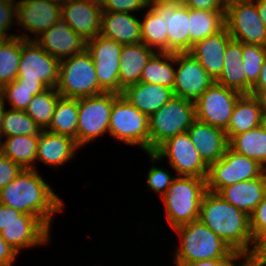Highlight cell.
<instances>
[{
    "label": "cell",
    "mask_w": 266,
    "mask_h": 266,
    "mask_svg": "<svg viewBox=\"0 0 266 266\" xmlns=\"http://www.w3.org/2000/svg\"><path fill=\"white\" fill-rule=\"evenodd\" d=\"M0 203L23 214L38 217L48 228L52 214L61 211L63 201L34 169L23 170L0 190Z\"/></svg>",
    "instance_id": "cell-1"
},
{
    "label": "cell",
    "mask_w": 266,
    "mask_h": 266,
    "mask_svg": "<svg viewBox=\"0 0 266 266\" xmlns=\"http://www.w3.org/2000/svg\"><path fill=\"white\" fill-rule=\"evenodd\" d=\"M198 219L234 252L252 254L255 243L249 215L223 200L217 193L207 191L204 194ZM250 243H253V248H250Z\"/></svg>",
    "instance_id": "cell-2"
},
{
    "label": "cell",
    "mask_w": 266,
    "mask_h": 266,
    "mask_svg": "<svg viewBox=\"0 0 266 266\" xmlns=\"http://www.w3.org/2000/svg\"><path fill=\"white\" fill-rule=\"evenodd\" d=\"M181 238L175 255L176 266H186L195 261L228 259L235 252L199 219L174 229Z\"/></svg>",
    "instance_id": "cell-3"
},
{
    "label": "cell",
    "mask_w": 266,
    "mask_h": 266,
    "mask_svg": "<svg viewBox=\"0 0 266 266\" xmlns=\"http://www.w3.org/2000/svg\"><path fill=\"white\" fill-rule=\"evenodd\" d=\"M207 192L206 179L194 176L176 177L161 197L166 218L173 229L199 218L200 204Z\"/></svg>",
    "instance_id": "cell-4"
},
{
    "label": "cell",
    "mask_w": 266,
    "mask_h": 266,
    "mask_svg": "<svg viewBox=\"0 0 266 266\" xmlns=\"http://www.w3.org/2000/svg\"><path fill=\"white\" fill-rule=\"evenodd\" d=\"M55 88L61 97L73 99L104 93L98 85L96 69L87 50L65 61L60 60Z\"/></svg>",
    "instance_id": "cell-5"
},
{
    "label": "cell",
    "mask_w": 266,
    "mask_h": 266,
    "mask_svg": "<svg viewBox=\"0 0 266 266\" xmlns=\"http://www.w3.org/2000/svg\"><path fill=\"white\" fill-rule=\"evenodd\" d=\"M195 120V102L174 95L149 117V152L168 138L187 132Z\"/></svg>",
    "instance_id": "cell-6"
},
{
    "label": "cell",
    "mask_w": 266,
    "mask_h": 266,
    "mask_svg": "<svg viewBox=\"0 0 266 266\" xmlns=\"http://www.w3.org/2000/svg\"><path fill=\"white\" fill-rule=\"evenodd\" d=\"M109 134L130 145H139L149 153V117L121 94L112 104Z\"/></svg>",
    "instance_id": "cell-7"
},
{
    "label": "cell",
    "mask_w": 266,
    "mask_h": 266,
    "mask_svg": "<svg viewBox=\"0 0 266 266\" xmlns=\"http://www.w3.org/2000/svg\"><path fill=\"white\" fill-rule=\"evenodd\" d=\"M265 172L266 168L258 161L228 147L221 159L208 166L207 191L217 193L228 185L259 178Z\"/></svg>",
    "instance_id": "cell-8"
},
{
    "label": "cell",
    "mask_w": 266,
    "mask_h": 266,
    "mask_svg": "<svg viewBox=\"0 0 266 266\" xmlns=\"http://www.w3.org/2000/svg\"><path fill=\"white\" fill-rule=\"evenodd\" d=\"M59 62L36 41H26L22 38L17 80L25 85L55 88L58 82Z\"/></svg>",
    "instance_id": "cell-9"
},
{
    "label": "cell",
    "mask_w": 266,
    "mask_h": 266,
    "mask_svg": "<svg viewBox=\"0 0 266 266\" xmlns=\"http://www.w3.org/2000/svg\"><path fill=\"white\" fill-rule=\"evenodd\" d=\"M152 162L168 157L171 167L179 176H194L206 179L208 165L200 157L198 150L191 142L188 132L168 138L153 152L148 153Z\"/></svg>",
    "instance_id": "cell-10"
},
{
    "label": "cell",
    "mask_w": 266,
    "mask_h": 266,
    "mask_svg": "<svg viewBox=\"0 0 266 266\" xmlns=\"http://www.w3.org/2000/svg\"><path fill=\"white\" fill-rule=\"evenodd\" d=\"M119 94L104 92L95 96L79 98L77 145L86 143L109 132L112 104Z\"/></svg>",
    "instance_id": "cell-11"
},
{
    "label": "cell",
    "mask_w": 266,
    "mask_h": 266,
    "mask_svg": "<svg viewBox=\"0 0 266 266\" xmlns=\"http://www.w3.org/2000/svg\"><path fill=\"white\" fill-rule=\"evenodd\" d=\"M225 27L236 41L266 46V27L253 0H236L226 4Z\"/></svg>",
    "instance_id": "cell-12"
},
{
    "label": "cell",
    "mask_w": 266,
    "mask_h": 266,
    "mask_svg": "<svg viewBox=\"0 0 266 266\" xmlns=\"http://www.w3.org/2000/svg\"><path fill=\"white\" fill-rule=\"evenodd\" d=\"M122 44L97 35L87 40L86 50L91 55L99 87L104 92L119 94V71Z\"/></svg>",
    "instance_id": "cell-13"
},
{
    "label": "cell",
    "mask_w": 266,
    "mask_h": 266,
    "mask_svg": "<svg viewBox=\"0 0 266 266\" xmlns=\"http://www.w3.org/2000/svg\"><path fill=\"white\" fill-rule=\"evenodd\" d=\"M243 94L214 82L196 101V119L225 130Z\"/></svg>",
    "instance_id": "cell-14"
},
{
    "label": "cell",
    "mask_w": 266,
    "mask_h": 266,
    "mask_svg": "<svg viewBox=\"0 0 266 266\" xmlns=\"http://www.w3.org/2000/svg\"><path fill=\"white\" fill-rule=\"evenodd\" d=\"M176 63L173 93L195 102L215 81L189 52L175 53Z\"/></svg>",
    "instance_id": "cell-15"
},
{
    "label": "cell",
    "mask_w": 266,
    "mask_h": 266,
    "mask_svg": "<svg viewBox=\"0 0 266 266\" xmlns=\"http://www.w3.org/2000/svg\"><path fill=\"white\" fill-rule=\"evenodd\" d=\"M36 41L47 53L59 61L72 57L86 50L87 41L74 32L66 20L61 16L48 30L41 34Z\"/></svg>",
    "instance_id": "cell-16"
},
{
    "label": "cell",
    "mask_w": 266,
    "mask_h": 266,
    "mask_svg": "<svg viewBox=\"0 0 266 266\" xmlns=\"http://www.w3.org/2000/svg\"><path fill=\"white\" fill-rule=\"evenodd\" d=\"M103 10L93 0H68L61 5V15L69 27L86 41L100 33Z\"/></svg>",
    "instance_id": "cell-17"
},
{
    "label": "cell",
    "mask_w": 266,
    "mask_h": 266,
    "mask_svg": "<svg viewBox=\"0 0 266 266\" xmlns=\"http://www.w3.org/2000/svg\"><path fill=\"white\" fill-rule=\"evenodd\" d=\"M16 6L18 24L38 37L62 16L61 5L48 0H20Z\"/></svg>",
    "instance_id": "cell-18"
},
{
    "label": "cell",
    "mask_w": 266,
    "mask_h": 266,
    "mask_svg": "<svg viewBox=\"0 0 266 266\" xmlns=\"http://www.w3.org/2000/svg\"><path fill=\"white\" fill-rule=\"evenodd\" d=\"M187 132L200 157L208 166L221 159L229 147L225 130L197 119Z\"/></svg>",
    "instance_id": "cell-19"
},
{
    "label": "cell",
    "mask_w": 266,
    "mask_h": 266,
    "mask_svg": "<svg viewBox=\"0 0 266 266\" xmlns=\"http://www.w3.org/2000/svg\"><path fill=\"white\" fill-rule=\"evenodd\" d=\"M152 8L159 15H165L168 52H189V8L183 3L159 4Z\"/></svg>",
    "instance_id": "cell-20"
},
{
    "label": "cell",
    "mask_w": 266,
    "mask_h": 266,
    "mask_svg": "<svg viewBox=\"0 0 266 266\" xmlns=\"http://www.w3.org/2000/svg\"><path fill=\"white\" fill-rule=\"evenodd\" d=\"M231 39L227 28L224 27L218 33L196 42L189 52L214 81L221 75L224 54Z\"/></svg>",
    "instance_id": "cell-21"
},
{
    "label": "cell",
    "mask_w": 266,
    "mask_h": 266,
    "mask_svg": "<svg viewBox=\"0 0 266 266\" xmlns=\"http://www.w3.org/2000/svg\"><path fill=\"white\" fill-rule=\"evenodd\" d=\"M266 193V172L259 178L228 185L217 192L223 200L251 215Z\"/></svg>",
    "instance_id": "cell-22"
},
{
    "label": "cell",
    "mask_w": 266,
    "mask_h": 266,
    "mask_svg": "<svg viewBox=\"0 0 266 266\" xmlns=\"http://www.w3.org/2000/svg\"><path fill=\"white\" fill-rule=\"evenodd\" d=\"M99 34L122 45L142 43L141 21L129 13L103 11Z\"/></svg>",
    "instance_id": "cell-23"
},
{
    "label": "cell",
    "mask_w": 266,
    "mask_h": 266,
    "mask_svg": "<svg viewBox=\"0 0 266 266\" xmlns=\"http://www.w3.org/2000/svg\"><path fill=\"white\" fill-rule=\"evenodd\" d=\"M140 112L150 117L173 96V89L148 82H138L126 87L122 94Z\"/></svg>",
    "instance_id": "cell-24"
},
{
    "label": "cell",
    "mask_w": 266,
    "mask_h": 266,
    "mask_svg": "<svg viewBox=\"0 0 266 266\" xmlns=\"http://www.w3.org/2000/svg\"><path fill=\"white\" fill-rule=\"evenodd\" d=\"M265 121L261 99L251 94H243L237 100L228 127L225 129L228 140L234 135L260 126Z\"/></svg>",
    "instance_id": "cell-25"
},
{
    "label": "cell",
    "mask_w": 266,
    "mask_h": 266,
    "mask_svg": "<svg viewBox=\"0 0 266 266\" xmlns=\"http://www.w3.org/2000/svg\"><path fill=\"white\" fill-rule=\"evenodd\" d=\"M242 58L243 43L231 39L224 54L221 75L215 82L241 94H250L252 85L246 80Z\"/></svg>",
    "instance_id": "cell-26"
},
{
    "label": "cell",
    "mask_w": 266,
    "mask_h": 266,
    "mask_svg": "<svg viewBox=\"0 0 266 266\" xmlns=\"http://www.w3.org/2000/svg\"><path fill=\"white\" fill-rule=\"evenodd\" d=\"M155 52L144 43L123 45L120 58L119 94L140 82L143 69Z\"/></svg>",
    "instance_id": "cell-27"
},
{
    "label": "cell",
    "mask_w": 266,
    "mask_h": 266,
    "mask_svg": "<svg viewBox=\"0 0 266 266\" xmlns=\"http://www.w3.org/2000/svg\"><path fill=\"white\" fill-rule=\"evenodd\" d=\"M77 148L80 147L72 137L42 130L38 134L36 160L50 166H60L72 159Z\"/></svg>",
    "instance_id": "cell-28"
},
{
    "label": "cell",
    "mask_w": 266,
    "mask_h": 266,
    "mask_svg": "<svg viewBox=\"0 0 266 266\" xmlns=\"http://www.w3.org/2000/svg\"><path fill=\"white\" fill-rule=\"evenodd\" d=\"M0 235L19 253L21 248L47 243L50 231L42 221H21L6 225Z\"/></svg>",
    "instance_id": "cell-29"
},
{
    "label": "cell",
    "mask_w": 266,
    "mask_h": 266,
    "mask_svg": "<svg viewBox=\"0 0 266 266\" xmlns=\"http://www.w3.org/2000/svg\"><path fill=\"white\" fill-rule=\"evenodd\" d=\"M225 27V11L189 9V52L192 46Z\"/></svg>",
    "instance_id": "cell-30"
},
{
    "label": "cell",
    "mask_w": 266,
    "mask_h": 266,
    "mask_svg": "<svg viewBox=\"0 0 266 266\" xmlns=\"http://www.w3.org/2000/svg\"><path fill=\"white\" fill-rule=\"evenodd\" d=\"M229 147L235 152L258 161L266 168V122L247 132L234 135Z\"/></svg>",
    "instance_id": "cell-31"
},
{
    "label": "cell",
    "mask_w": 266,
    "mask_h": 266,
    "mask_svg": "<svg viewBox=\"0 0 266 266\" xmlns=\"http://www.w3.org/2000/svg\"><path fill=\"white\" fill-rule=\"evenodd\" d=\"M5 143L0 145V152L18 164L23 170L34 169L38 149V135H21L6 137ZM32 164V165H31Z\"/></svg>",
    "instance_id": "cell-32"
},
{
    "label": "cell",
    "mask_w": 266,
    "mask_h": 266,
    "mask_svg": "<svg viewBox=\"0 0 266 266\" xmlns=\"http://www.w3.org/2000/svg\"><path fill=\"white\" fill-rule=\"evenodd\" d=\"M79 98L61 97L55 107L49 132L72 137L77 144Z\"/></svg>",
    "instance_id": "cell-33"
},
{
    "label": "cell",
    "mask_w": 266,
    "mask_h": 266,
    "mask_svg": "<svg viewBox=\"0 0 266 266\" xmlns=\"http://www.w3.org/2000/svg\"><path fill=\"white\" fill-rule=\"evenodd\" d=\"M170 62L175 63V53L159 52V55L154 54L143 69L140 81L173 89L176 69L173 68Z\"/></svg>",
    "instance_id": "cell-34"
},
{
    "label": "cell",
    "mask_w": 266,
    "mask_h": 266,
    "mask_svg": "<svg viewBox=\"0 0 266 266\" xmlns=\"http://www.w3.org/2000/svg\"><path fill=\"white\" fill-rule=\"evenodd\" d=\"M22 38L30 41L28 36L5 39L0 44V89L17 79V72L22 52Z\"/></svg>",
    "instance_id": "cell-35"
},
{
    "label": "cell",
    "mask_w": 266,
    "mask_h": 266,
    "mask_svg": "<svg viewBox=\"0 0 266 266\" xmlns=\"http://www.w3.org/2000/svg\"><path fill=\"white\" fill-rule=\"evenodd\" d=\"M165 15H159L152 7L141 21L142 43L159 52H168V34Z\"/></svg>",
    "instance_id": "cell-36"
},
{
    "label": "cell",
    "mask_w": 266,
    "mask_h": 266,
    "mask_svg": "<svg viewBox=\"0 0 266 266\" xmlns=\"http://www.w3.org/2000/svg\"><path fill=\"white\" fill-rule=\"evenodd\" d=\"M60 98L61 95L56 88H47L42 93L34 95L25 111L41 130H48L56 104Z\"/></svg>",
    "instance_id": "cell-37"
},
{
    "label": "cell",
    "mask_w": 266,
    "mask_h": 266,
    "mask_svg": "<svg viewBox=\"0 0 266 266\" xmlns=\"http://www.w3.org/2000/svg\"><path fill=\"white\" fill-rule=\"evenodd\" d=\"M42 132L36 122L22 110H6L3 118V124L0 131V140L2 137L38 135Z\"/></svg>",
    "instance_id": "cell-38"
},
{
    "label": "cell",
    "mask_w": 266,
    "mask_h": 266,
    "mask_svg": "<svg viewBox=\"0 0 266 266\" xmlns=\"http://www.w3.org/2000/svg\"><path fill=\"white\" fill-rule=\"evenodd\" d=\"M46 86H30L19 82L17 79L4 85L0 89V96L3 100L8 99L12 109L25 111L34 95L46 90Z\"/></svg>",
    "instance_id": "cell-39"
},
{
    "label": "cell",
    "mask_w": 266,
    "mask_h": 266,
    "mask_svg": "<svg viewBox=\"0 0 266 266\" xmlns=\"http://www.w3.org/2000/svg\"><path fill=\"white\" fill-rule=\"evenodd\" d=\"M266 57V46L243 43V66L246 80L253 86L261 72Z\"/></svg>",
    "instance_id": "cell-40"
},
{
    "label": "cell",
    "mask_w": 266,
    "mask_h": 266,
    "mask_svg": "<svg viewBox=\"0 0 266 266\" xmlns=\"http://www.w3.org/2000/svg\"><path fill=\"white\" fill-rule=\"evenodd\" d=\"M250 217V230L256 243L266 234V193L263 200L257 205Z\"/></svg>",
    "instance_id": "cell-41"
},
{
    "label": "cell",
    "mask_w": 266,
    "mask_h": 266,
    "mask_svg": "<svg viewBox=\"0 0 266 266\" xmlns=\"http://www.w3.org/2000/svg\"><path fill=\"white\" fill-rule=\"evenodd\" d=\"M175 178L171 177L168 172L161 168L153 166L148 172L147 184L154 192H162L161 196H163Z\"/></svg>",
    "instance_id": "cell-42"
},
{
    "label": "cell",
    "mask_w": 266,
    "mask_h": 266,
    "mask_svg": "<svg viewBox=\"0 0 266 266\" xmlns=\"http://www.w3.org/2000/svg\"><path fill=\"white\" fill-rule=\"evenodd\" d=\"M14 2L13 0H0V37L4 40L18 37V35L11 34L8 36L6 34L8 28L12 25V18L17 15V6H14L17 3Z\"/></svg>",
    "instance_id": "cell-43"
},
{
    "label": "cell",
    "mask_w": 266,
    "mask_h": 266,
    "mask_svg": "<svg viewBox=\"0 0 266 266\" xmlns=\"http://www.w3.org/2000/svg\"><path fill=\"white\" fill-rule=\"evenodd\" d=\"M100 5L103 11L125 13L147 8L145 0H103Z\"/></svg>",
    "instance_id": "cell-44"
},
{
    "label": "cell",
    "mask_w": 266,
    "mask_h": 266,
    "mask_svg": "<svg viewBox=\"0 0 266 266\" xmlns=\"http://www.w3.org/2000/svg\"><path fill=\"white\" fill-rule=\"evenodd\" d=\"M23 169L0 152V190L12 182Z\"/></svg>",
    "instance_id": "cell-45"
},
{
    "label": "cell",
    "mask_w": 266,
    "mask_h": 266,
    "mask_svg": "<svg viewBox=\"0 0 266 266\" xmlns=\"http://www.w3.org/2000/svg\"><path fill=\"white\" fill-rule=\"evenodd\" d=\"M41 221L38 217L23 214L13 208L0 203V231L11 222Z\"/></svg>",
    "instance_id": "cell-46"
},
{
    "label": "cell",
    "mask_w": 266,
    "mask_h": 266,
    "mask_svg": "<svg viewBox=\"0 0 266 266\" xmlns=\"http://www.w3.org/2000/svg\"><path fill=\"white\" fill-rule=\"evenodd\" d=\"M182 3L193 10L226 11L222 0H182Z\"/></svg>",
    "instance_id": "cell-47"
},
{
    "label": "cell",
    "mask_w": 266,
    "mask_h": 266,
    "mask_svg": "<svg viewBox=\"0 0 266 266\" xmlns=\"http://www.w3.org/2000/svg\"><path fill=\"white\" fill-rule=\"evenodd\" d=\"M18 253L0 235V266H11Z\"/></svg>",
    "instance_id": "cell-48"
},
{
    "label": "cell",
    "mask_w": 266,
    "mask_h": 266,
    "mask_svg": "<svg viewBox=\"0 0 266 266\" xmlns=\"http://www.w3.org/2000/svg\"><path fill=\"white\" fill-rule=\"evenodd\" d=\"M251 256L255 266L266 265V234L255 243Z\"/></svg>",
    "instance_id": "cell-49"
},
{
    "label": "cell",
    "mask_w": 266,
    "mask_h": 266,
    "mask_svg": "<svg viewBox=\"0 0 266 266\" xmlns=\"http://www.w3.org/2000/svg\"><path fill=\"white\" fill-rule=\"evenodd\" d=\"M266 93V57L263 61L261 72L256 83L252 86L251 95L261 97Z\"/></svg>",
    "instance_id": "cell-50"
},
{
    "label": "cell",
    "mask_w": 266,
    "mask_h": 266,
    "mask_svg": "<svg viewBox=\"0 0 266 266\" xmlns=\"http://www.w3.org/2000/svg\"><path fill=\"white\" fill-rule=\"evenodd\" d=\"M244 259L245 262L241 264V266H253V259L251 254L245 253V252H235L233 255H231L228 259H226L220 266H236L233 262L236 260H240L241 258Z\"/></svg>",
    "instance_id": "cell-51"
},
{
    "label": "cell",
    "mask_w": 266,
    "mask_h": 266,
    "mask_svg": "<svg viewBox=\"0 0 266 266\" xmlns=\"http://www.w3.org/2000/svg\"><path fill=\"white\" fill-rule=\"evenodd\" d=\"M226 259H209L202 261H195L186 266H220Z\"/></svg>",
    "instance_id": "cell-52"
},
{
    "label": "cell",
    "mask_w": 266,
    "mask_h": 266,
    "mask_svg": "<svg viewBox=\"0 0 266 266\" xmlns=\"http://www.w3.org/2000/svg\"><path fill=\"white\" fill-rule=\"evenodd\" d=\"M256 2L257 12L266 27V0H253Z\"/></svg>",
    "instance_id": "cell-53"
},
{
    "label": "cell",
    "mask_w": 266,
    "mask_h": 266,
    "mask_svg": "<svg viewBox=\"0 0 266 266\" xmlns=\"http://www.w3.org/2000/svg\"><path fill=\"white\" fill-rule=\"evenodd\" d=\"M147 7H154L159 4L182 3V0H145Z\"/></svg>",
    "instance_id": "cell-54"
},
{
    "label": "cell",
    "mask_w": 266,
    "mask_h": 266,
    "mask_svg": "<svg viewBox=\"0 0 266 266\" xmlns=\"http://www.w3.org/2000/svg\"><path fill=\"white\" fill-rule=\"evenodd\" d=\"M5 100L2 99V97L0 96V131L2 128V124H3V118H4V114H5Z\"/></svg>",
    "instance_id": "cell-55"
},
{
    "label": "cell",
    "mask_w": 266,
    "mask_h": 266,
    "mask_svg": "<svg viewBox=\"0 0 266 266\" xmlns=\"http://www.w3.org/2000/svg\"><path fill=\"white\" fill-rule=\"evenodd\" d=\"M261 102H262V108H263V113H264V116L266 117V93L263 94L261 97Z\"/></svg>",
    "instance_id": "cell-56"
},
{
    "label": "cell",
    "mask_w": 266,
    "mask_h": 266,
    "mask_svg": "<svg viewBox=\"0 0 266 266\" xmlns=\"http://www.w3.org/2000/svg\"><path fill=\"white\" fill-rule=\"evenodd\" d=\"M48 1L56 2V3L60 4V5H62L64 3H66L68 0H48Z\"/></svg>",
    "instance_id": "cell-57"
},
{
    "label": "cell",
    "mask_w": 266,
    "mask_h": 266,
    "mask_svg": "<svg viewBox=\"0 0 266 266\" xmlns=\"http://www.w3.org/2000/svg\"><path fill=\"white\" fill-rule=\"evenodd\" d=\"M225 4H228L230 2L236 1V0H222Z\"/></svg>",
    "instance_id": "cell-58"
},
{
    "label": "cell",
    "mask_w": 266,
    "mask_h": 266,
    "mask_svg": "<svg viewBox=\"0 0 266 266\" xmlns=\"http://www.w3.org/2000/svg\"><path fill=\"white\" fill-rule=\"evenodd\" d=\"M93 1H96V2H99V3H101L103 0H93Z\"/></svg>",
    "instance_id": "cell-59"
},
{
    "label": "cell",
    "mask_w": 266,
    "mask_h": 266,
    "mask_svg": "<svg viewBox=\"0 0 266 266\" xmlns=\"http://www.w3.org/2000/svg\"><path fill=\"white\" fill-rule=\"evenodd\" d=\"M3 40H4V39H3L2 37H0V44L2 43Z\"/></svg>",
    "instance_id": "cell-60"
}]
</instances>
